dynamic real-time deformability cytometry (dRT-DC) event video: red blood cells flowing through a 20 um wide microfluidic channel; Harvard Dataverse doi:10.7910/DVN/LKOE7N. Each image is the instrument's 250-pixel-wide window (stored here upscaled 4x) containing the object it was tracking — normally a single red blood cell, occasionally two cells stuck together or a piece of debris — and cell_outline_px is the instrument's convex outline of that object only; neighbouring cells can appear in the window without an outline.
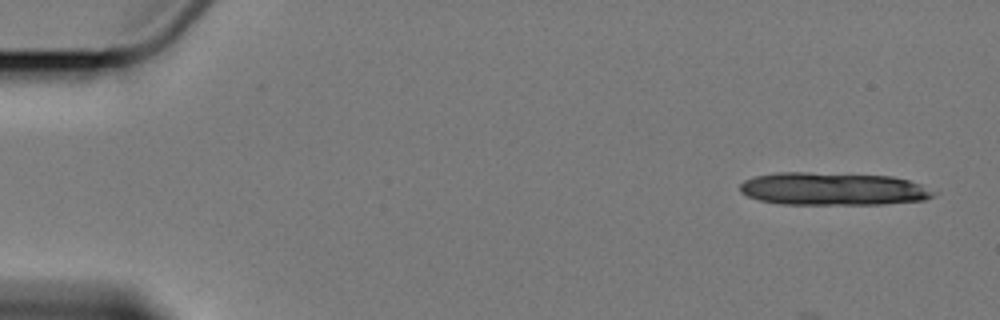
{"species": "Egyptian fruit bat (a non-hibernating species)", "species_latin": "Rousettus aegyptiacus", "temperature_condition": "cold", "stored_images_in_passage": 5, "camera_frame_rate_fps": 3000, "um_per_image_px": 0.085, "animal": {"sex": "female"}, "frame": {"image": 1, "passage_image": 1, "time_ms": 0.0, "image_size_px": [1000, 320], "cell_outline_px": [[936, 192], [932, 196], [924, 200], [884, 204], [780, 204], [760, 200], [748, 196], [740, 192], [740, 184], [744, 180], [756, 176], [776, 172], [808, 172], [892, 176], [908, 180], [920, 184]], "centroid_in_image_um": [70.78, 16.05], "position_along_channel_um": 14.2, "area_um2": 36.99}}